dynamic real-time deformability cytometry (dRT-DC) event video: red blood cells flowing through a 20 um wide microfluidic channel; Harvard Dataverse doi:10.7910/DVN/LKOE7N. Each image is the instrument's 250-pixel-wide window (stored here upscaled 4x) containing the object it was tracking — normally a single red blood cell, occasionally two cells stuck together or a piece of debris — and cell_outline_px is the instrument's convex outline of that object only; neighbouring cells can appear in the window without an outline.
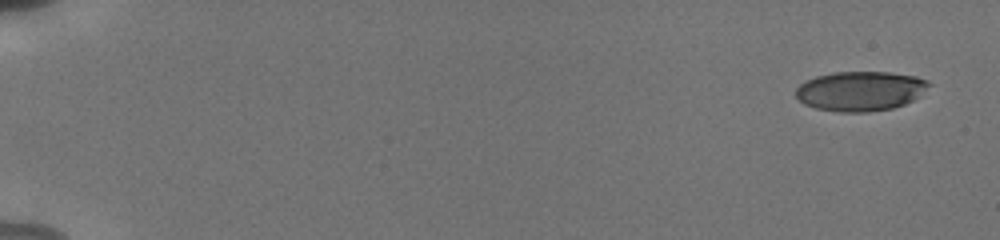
{"species": "human", "species_latin": "Homo sapiens", "temperature_condition": "cold", "stored_images_in_passage": 26, "camera_frame_rate_fps": 3000, "um_per_image_px": 0.085, "donor": {"sex": "male"}, "frame": {"image": 1, "passage_image": 1, "time_ms": 0.0, "image_size_px": [1000, 240], "cell_outline_px": [[932, 84], [920, 96], [904, 104], [892, 108], [868, 112], [840, 112], [816, 108], [804, 104], [796, 96], [796, 88], [804, 80], [816, 76], [832, 72], [888, 72], [916, 76], [928, 80]], "centroid_in_image_um": [73.14, 7.73], "position_along_channel_um": 11.9, "area_um2": 30.92}}
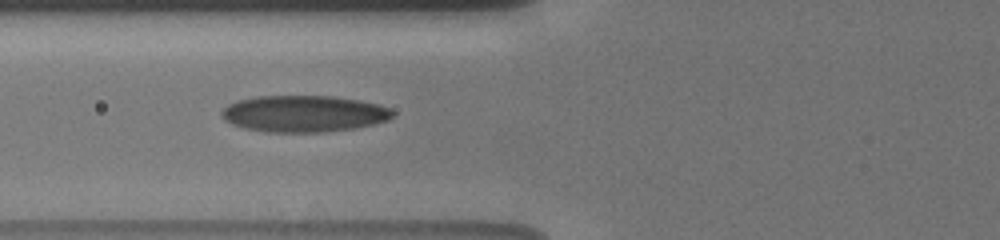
{"frame": {"image": 2, "passage_image": 10, "time_ms": 7.0, "image_size_px": [1000, 240], "cell_outline_px": [[396, 112], [388, 120], [356, 128], [324, 132], [264, 132], [244, 128], [232, 124], [224, 120], [220, 116], [220, 112], [228, 104], [236, 100], [256, 96], [332, 96], [360, 100], [376, 104], [388, 108]], "centroid_in_image_um": [25.78, 9.66], "position_along_channel_um": 100.0, "area_um2": 36.65}}
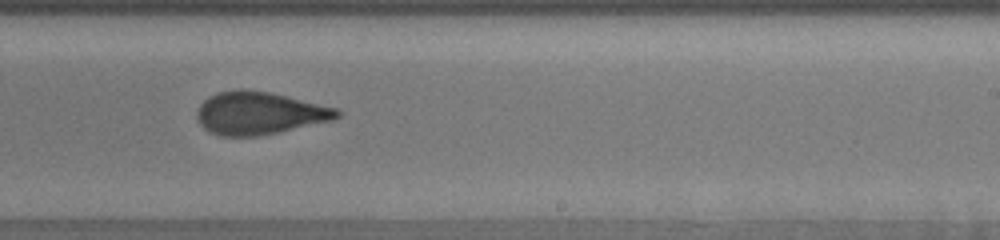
{"frame": {"image": 3, "passage_image": 16, "time_ms": 11.333, "image_size_px": [1000, 240], "cell_outline_px": [[340, 116], [332, 120], [280, 132], [260, 136], [220, 136], [208, 132], [200, 124], [196, 116], [196, 112], [200, 104], [208, 96], [220, 92], [272, 92], [340, 108]], "centroid_in_image_um": [22.08, 9.65], "position_along_channel_um": 266.9, "area_um2": 34.56}, "authors_computed_cell_mechanics": {"area_um2": 33.9286, "velocity_mm_per_s": 3.8542, "shape_relaxation_time_tau1_ms": 5.1465, "shape_relaxation_time_tau2_ms": 1.4408, "deformation_change_tau1": 0.1681, "deformation_change_tau2": 0.0816}}